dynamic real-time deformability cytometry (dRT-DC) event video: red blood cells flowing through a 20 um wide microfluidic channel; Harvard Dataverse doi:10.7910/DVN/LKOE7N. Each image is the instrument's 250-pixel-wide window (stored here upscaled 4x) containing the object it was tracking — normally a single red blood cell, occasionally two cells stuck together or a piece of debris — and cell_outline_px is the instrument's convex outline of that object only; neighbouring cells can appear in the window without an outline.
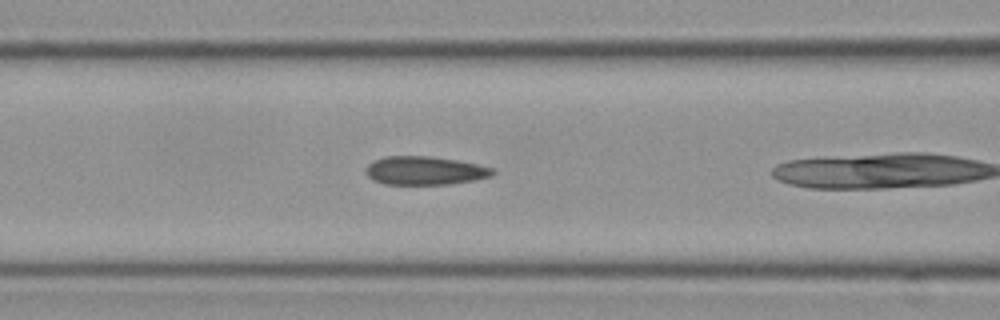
{"species": "Egyptian fruit bat (a non-hibernating species)", "species_latin": "Rousettus aegyptiacus", "temperature_condition": "cold", "stored_images_in_passage": 18, "camera_frame_rate_fps": 3000, "um_per_image_px": 0.085, "frame": {"image": 1, "passage_image": 6, "time_ms": 1.667, "image_size_px": [1000, 320], "cell_outline_px": [[496, 172], [492, 176], [472, 180], [448, 184], [384, 184], [368, 176], [368, 164], [384, 156], [428, 156], [456, 160], [476, 164], [492, 168]], "centroid_in_image_um": [36.14, 14.5], "position_along_channel_um": 130.5, "area_um2": 20.63}}
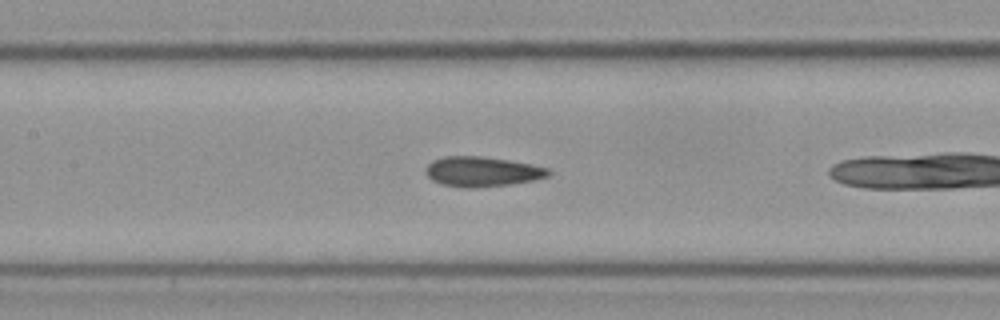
{"frame": {"image": 2, "passage_image": 9, "time_ms": 2.667, "image_size_px": [1000, 320], "cell_outline_px": [[552, 172], [548, 176], [536, 180], [508, 184], [476, 188], [468, 188], [444, 184], [432, 180], [424, 172], [424, 168], [432, 160], [444, 156], [480, 156], [508, 160], [532, 164], [548, 168]], "centroid_in_image_um": [40.98, 14.58], "position_along_channel_um": 166.4, "area_um2": 21.44}}
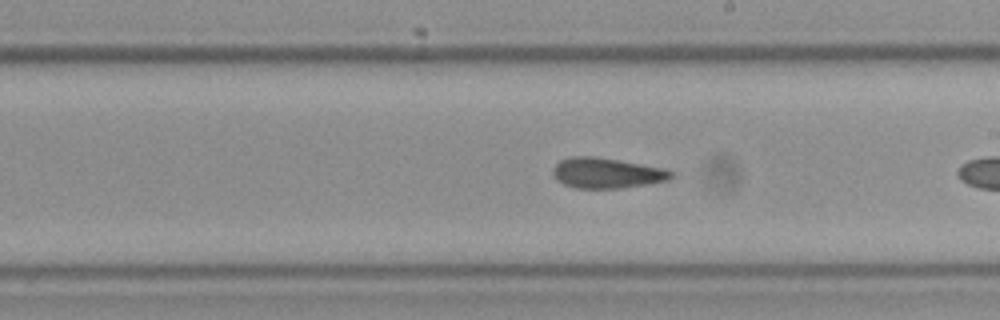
{"frame": {"image": 3, "passage_image": 15, "time_ms": 4.667, "image_size_px": [1000, 320], "cell_outline_px": [[676, 176], [668, 180], [648, 184], [620, 188], [576, 188], [564, 184], [556, 180], [552, 172], [552, 168], [560, 160], [572, 156], [592, 156], [640, 164], [660, 168], [676, 172]], "centroid_in_image_um": [51.56, 14.71], "position_along_channel_um": 237.4, "area_um2": 20.87}}